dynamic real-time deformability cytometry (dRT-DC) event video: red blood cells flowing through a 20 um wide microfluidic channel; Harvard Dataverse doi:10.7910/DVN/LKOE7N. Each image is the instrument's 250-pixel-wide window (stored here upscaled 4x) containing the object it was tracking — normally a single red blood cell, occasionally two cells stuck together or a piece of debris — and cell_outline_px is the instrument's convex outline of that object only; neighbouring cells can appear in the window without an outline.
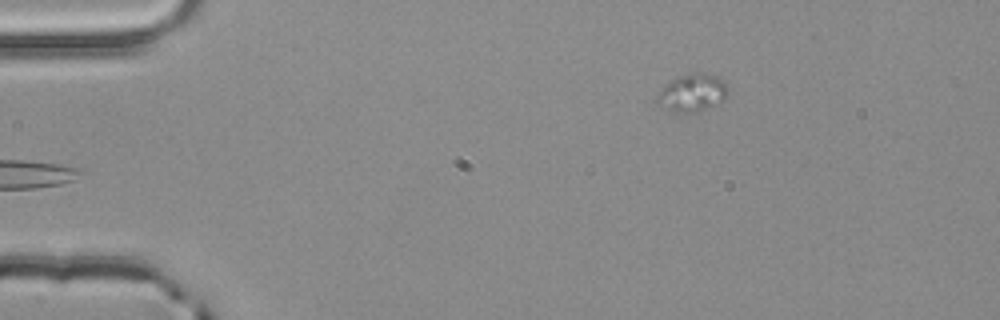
{"species": "common noctule bat (a hibernating species)", "species_latin": "Nyctalus noctula", "temperature_condition": "room temperature", "stored_images_in_passage": 4, "camera_frame_rate_fps": 3000, "um_per_image_px": 0.085, "animal": {"sex": "male", "body_mass_g": 20.4}, "frame": {"image": 1, "passage_image": 4, "time_ms": 1.0, "image_size_px": [1000, 320], "cell_outline_px": [[728, 92], [724, 100], [696, 112], [676, 112], [668, 108], [656, 96], [664, 84], [672, 80], [696, 72], [704, 72], [716, 76], [724, 80], [728, 88]], "centroid_in_image_um": [58.92, 7.85], "position_along_channel_um": 26.1, "area_um2": 14.97}}